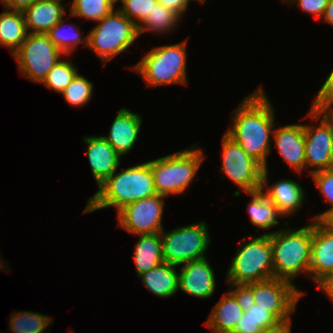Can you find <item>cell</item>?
<instances>
[{
	"label": "cell",
	"mask_w": 333,
	"mask_h": 333,
	"mask_svg": "<svg viewBox=\"0 0 333 333\" xmlns=\"http://www.w3.org/2000/svg\"><path fill=\"white\" fill-rule=\"evenodd\" d=\"M264 331L258 323L247 316L244 312L236 325L229 333H261Z\"/></svg>",
	"instance_id": "38"
},
{
	"label": "cell",
	"mask_w": 333,
	"mask_h": 333,
	"mask_svg": "<svg viewBox=\"0 0 333 333\" xmlns=\"http://www.w3.org/2000/svg\"><path fill=\"white\" fill-rule=\"evenodd\" d=\"M215 275L207 258L184 263L178 274V291L198 298H210L215 291Z\"/></svg>",
	"instance_id": "15"
},
{
	"label": "cell",
	"mask_w": 333,
	"mask_h": 333,
	"mask_svg": "<svg viewBox=\"0 0 333 333\" xmlns=\"http://www.w3.org/2000/svg\"><path fill=\"white\" fill-rule=\"evenodd\" d=\"M177 265L162 263L161 265L141 274V282L154 295L161 298L174 296L178 291Z\"/></svg>",
	"instance_id": "22"
},
{
	"label": "cell",
	"mask_w": 333,
	"mask_h": 333,
	"mask_svg": "<svg viewBox=\"0 0 333 333\" xmlns=\"http://www.w3.org/2000/svg\"><path fill=\"white\" fill-rule=\"evenodd\" d=\"M116 172L97 187L83 213L113 206L118 212L127 204L157 194L149 161Z\"/></svg>",
	"instance_id": "2"
},
{
	"label": "cell",
	"mask_w": 333,
	"mask_h": 333,
	"mask_svg": "<svg viewBox=\"0 0 333 333\" xmlns=\"http://www.w3.org/2000/svg\"><path fill=\"white\" fill-rule=\"evenodd\" d=\"M77 73L78 69L74 67L72 62L61 59L49 71L42 84L61 94L63 90L72 82Z\"/></svg>",
	"instance_id": "30"
},
{
	"label": "cell",
	"mask_w": 333,
	"mask_h": 333,
	"mask_svg": "<svg viewBox=\"0 0 333 333\" xmlns=\"http://www.w3.org/2000/svg\"><path fill=\"white\" fill-rule=\"evenodd\" d=\"M164 198L165 196L155 194L127 204L117 213L118 227L137 235L161 232Z\"/></svg>",
	"instance_id": "12"
},
{
	"label": "cell",
	"mask_w": 333,
	"mask_h": 333,
	"mask_svg": "<svg viewBox=\"0 0 333 333\" xmlns=\"http://www.w3.org/2000/svg\"><path fill=\"white\" fill-rule=\"evenodd\" d=\"M51 320L53 319L44 314L20 311L11 315L9 328L13 333H45Z\"/></svg>",
	"instance_id": "28"
},
{
	"label": "cell",
	"mask_w": 333,
	"mask_h": 333,
	"mask_svg": "<svg viewBox=\"0 0 333 333\" xmlns=\"http://www.w3.org/2000/svg\"><path fill=\"white\" fill-rule=\"evenodd\" d=\"M139 240L135 247L133 260L137 275L161 265L164 260L162 256L161 233L138 235Z\"/></svg>",
	"instance_id": "23"
},
{
	"label": "cell",
	"mask_w": 333,
	"mask_h": 333,
	"mask_svg": "<svg viewBox=\"0 0 333 333\" xmlns=\"http://www.w3.org/2000/svg\"><path fill=\"white\" fill-rule=\"evenodd\" d=\"M249 242L241 247L227 271L226 279L230 284H252L274 278L273 256L270 235L247 237Z\"/></svg>",
	"instance_id": "6"
},
{
	"label": "cell",
	"mask_w": 333,
	"mask_h": 333,
	"mask_svg": "<svg viewBox=\"0 0 333 333\" xmlns=\"http://www.w3.org/2000/svg\"><path fill=\"white\" fill-rule=\"evenodd\" d=\"M36 1L37 0H1L4 8L22 12Z\"/></svg>",
	"instance_id": "41"
},
{
	"label": "cell",
	"mask_w": 333,
	"mask_h": 333,
	"mask_svg": "<svg viewBox=\"0 0 333 333\" xmlns=\"http://www.w3.org/2000/svg\"><path fill=\"white\" fill-rule=\"evenodd\" d=\"M235 112L230 120L233 126L225 134L238 143L248 156L267 168L275 115L262 87L259 86L250 96L245 97Z\"/></svg>",
	"instance_id": "1"
},
{
	"label": "cell",
	"mask_w": 333,
	"mask_h": 333,
	"mask_svg": "<svg viewBox=\"0 0 333 333\" xmlns=\"http://www.w3.org/2000/svg\"><path fill=\"white\" fill-rule=\"evenodd\" d=\"M311 108L327 123L333 137V105Z\"/></svg>",
	"instance_id": "40"
},
{
	"label": "cell",
	"mask_w": 333,
	"mask_h": 333,
	"mask_svg": "<svg viewBox=\"0 0 333 333\" xmlns=\"http://www.w3.org/2000/svg\"><path fill=\"white\" fill-rule=\"evenodd\" d=\"M62 18L47 34L63 55H69L81 43L88 46V36L82 37L80 29L74 23L65 24ZM71 25L72 29L65 26ZM65 28V29H64ZM71 28V27H69ZM76 29V30H74Z\"/></svg>",
	"instance_id": "27"
},
{
	"label": "cell",
	"mask_w": 333,
	"mask_h": 333,
	"mask_svg": "<svg viewBox=\"0 0 333 333\" xmlns=\"http://www.w3.org/2000/svg\"><path fill=\"white\" fill-rule=\"evenodd\" d=\"M252 197L248 204V213L252 225L258 227L256 232L261 229H269L280 222L277 218H282L283 215L279 212L278 208L266 197L264 192L260 189L254 192H247Z\"/></svg>",
	"instance_id": "25"
},
{
	"label": "cell",
	"mask_w": 333,
	"mask_h": 333,
	"mask_svg": "<svg viewBox=\"0 0 333 333\" xmlns=\"http://www.w3.org/2000/svg\"><path fill=\"white\" fill-rule=\"evenodd\" d=\"M192 1V0H191ZM195 1V0H194ZM196 1H199V2H202L204 3L206 0H196Z\"/></svg>",
	"instance_id": "46"
},
{
	"label": "cell",
	"mask_w": 333,
	"mask_h": 333,
	"mask_svg": "<svg viewBox=\"0 0 333 333\" xmlns=\"http://www.w3.org/2000/svg\"><path fill=\"white\" fill-rule=\"evenodd\" d=\"M247 316L254 320L263 330L273 329L282 322L270 311L256 304L252 305L247 311Z\"/></svg>",
	"instance_id": "34"
},
{
	"label": "cell",
	"mask_w": 333,
	"mask_h": 333,
	"mask_svg": "<svg viewBox=\"0 0 333 333\" xmlns=\"http://www.w3.org/2000/svg\"><path fill=\"white\" fill-rule=\"evenodd\" d=\"M122 3V8H118L135 25H140L147 15L151 13L157 0H116ZM135 18V20H134ZM139 23H137V21Z\"/></svg>",
	"instance_id": "33"
},
{
	"label": "cell",
	"mask_w": 333,
	"mask_h": 333,
	"mask_svg": "<svg viewBox=\"0 0 333 333\" xmlns=\"http://www.w3.org/2000/svg\"><path fill=\"white\" fill-rule=\"evenodd\" d=\"M142 117L127 108H121L113 120L109 135L102 136L122 157L129 153L137 142Z\"/></svg>",
	"instance_id": "18"
},
{
	"label": "cell",
	"mask_w": 333,
	"mask_h": 333,
	"mask_svg": "<svg viewBox=\"0 0 333 333\" xmlns=\"http://www.w3.org/2000/svg\"><path fill=\"white\" fill-rule=\"evenodd\" d=\"M160 233L164 263L179 266L206 258L204 254L211 241L204 221Z\"/></svg>",
	"instance_id": "8"
},
{
	"label": "cell",
	"mask_w": 333,
	"mask_h": 333,
	"mask_svg": "<svg viewBox=\"0 0 333 333\" xmlns=\"http://www.w3.org/2000/svg\"><path fill=\"white\" fill-rule=\"evenodd\" d=\"M158 3L177 13L181 18L191 0H157Z\"/></svg>",
	"instance_id": "39"
},
{
	"label": "cell",
	"mask_w": 333,
	"mask_h": 333,
	"mask_svg": "<svg viewBox=\"0 0 333 333\" xmlns=\"http://www.w3.org/2000/svg\"><path fill=\"white\" fill-rule=\"evenodd\" d=\"M325 22L333 26V0H328L327 7L322 15Z\"/></svg>",
	"instance_id": "44"
},
{
	"label": "cell",
	"mask_w": 333,
	"mask_h": 333,
	"mask_svg": "<svg viewBox=\"0 0 333 333\" xmlns=\"http://www.w3.org/2000/svg\"><path fill=\"white\" fill-rule=\"evenodd\" d=\"M186 42L155 47L136 66L130 69L138 72L148 86L169 84L187 85Z\"/></svg>",
	"instance_id": "5"
},
{
	"label": "cell",
	"mask_w": 333,
	"mask_h": 333,
	"mask_svg": "<svg viewBox=\"0 0 333 333\" xmlns=\"http://www.w3.org/2000/svg\"><path fill=\"white\" fill-rule=\"evenodd\" d=\"M307 118L319 121L317 127L304 125L305 162L310 174L319 170L333 168V137L327 123L311 108Z\"/></svg>",
	"instance_id": "13"
},
{
	"label": "cell",
	"mask_w": 333,
	"mask_h": 333,
	"mask_svg": "<svg viewBox=\"0 0 333 333\" xmlns=\"http://www.w3.org/2000/svg\"><path fill=\"white\" fill-rule=\"evenodd\" d=\"M333 105V70L318 91L311 107Z\"/></svg>",
	"instance_id": "36"
},
{
	"label": "cell",
	"mask_w": 333,
	"mask_h": 333,
	"mask_svg": "<svg viewBox=\"0 0 333 333\" xmlns=\"http://www.w3.org/2000/svg\"><path fill=\"white\" fill-rule=\"evenodd\" d=\"M291 322L282 323L273 329L264 330L261 333H291Z\"/></svg>",
	"instance_id": "43"
},
{
	"label": "cell",
	"mask_w": 333,
	"mask_h": 333,
	"mask_svg": "<svg viewBox=\"0 0 333 333\" xmlns=\"http://www.w3.org/2000/svg\"><path fill=\"white\" fill-rule=\"evenodd\" d=\"M312 222L309 277L317 283L333 272V228L325 221Z\"/></svg>",
	"instance_id": "14"
},
{
	"label": "cell",
	"mask_w": 333,
	"mask_h": 333,
	"mask_svg": "<svg viewBox=\"0 0 333 333\" xmlns=\"http://www.w3.org/2000/svg\"><path fill=\"white\" fill-rule=\"evenodd\" d=\"M116 0H73L70 16L98 22L114 10Z\"/></svg>",
	"instance_id": "29"
},
{
	"label": "cell",
	"mask_w": 333,
	"mask_h": 333,
	"mask_svg": "<svg viewBox=\"0 0 333 333\" xmlns=\"http://www.w3.org/2000/svg\"><path fill=\"white\" fill-rule=\"evenodd\" d=\"M62 4L61 0H37L26 8L23 14L27 31L47 34L67 13Z\"/></svg>",
	"instance_id": "20"
},
{
	"label": "cell",
	"mask_w": 333,
	"mask_h": 333,
	"mask_svg": "<svg viewBox=\"0 0 333 333\" xmlns=\"http://www.w3.org/2000/svg\"><path fill=\"white\" fill-rule=\"evenodd\" d=\"M313 177L316 186L323 194V197L331 205V208L316 215L312 220L326 221L333 214V168L326 170H319L310 174Z\"/></svg>",
	"instance_id": "32"
},
{
	"label": "cell",
	"mask_w": 333,
	"mask_h": 333,
	"mask_svg": "<svg viewBox=\"0 0 333 333\" xmlns=\"http://www.w3.org/2000/svg\"><path fill=\"white\" fill-rule=\"evenodd\" d=\"M28 31L22 11L6 10L0 14V45L14 54L23 44Z\"/></svg>",
	"instance_id": "24"
},
{
	"label": "cell",
	"mask_w": 333,
	"mask_h": 333,
	"mask_svg": "<svg viewBox=\"0 0 333 333\" xmlns=\"http://www.w3.org/2000/svg\"><path fill=\"white\" fill-rule=\"evenodd\" d=\"M221 171L246 193L261 189L264 167L226 134L222 137Z\"/></svg>",
	"instance_id": "10"
},
{
	"label": "cell",
	"mask_w": 333,
	"mask_h": 333,
	"mask_svg": "<svg viewBox=\"0 0 333 333\" xmlns=\"http://www.w3.org/2000/svg\"><path fill=\"white\" fill-rule=\"evenodd\" d=\"M248 285L253 290L255 304L272 312L282 323L291 321V313L296 311L298 300L305 295L291 282L279 278Z\"/></svg>",
	"instance_id": "11"
},
{
	"label": "cell",
	"mask_w": 333,
	"mask_h": 333,
	"mask_svg": "<svg viewBox=\"0 0 333 333\" xmlns=\"http://www.w3.org/2000/svg\"><path fill=\"white\" fill-rule=\"evenodd\" d=\"M278 154L290 167L301 173L306 169L304 124L274 128L273 134Z\"/></svg>",
	"instance_id": "16"
},
{
	"label": "cell",
	"mask_w": 333,
	"mask_h": 333,
	"mask_svg": "<svg viewBox=\"0 0 333 333\" xmlns=\"http://www.w3.org/2000/svg\"><path fill=\"white\" fill-rule=\"evenodd\" d=\"M62 54L48 34L28 33L21 47L12 55L23 77L42 83Z\"/></svg>",
	"instance_id": "9"
},
{
	"label": "cell",
	"mask_w": 333,
	"mask_h": 333,
	"mask_svg": "<svg viewBox=\"0 0 333 333\" xmlns=\"http://www.w3.org/2000/svg\"><path fill=\"white\" fill-rule=\"evenodd\" d=\"M294 5L297 3L300 9L303 11L314 15L316 18L320 19L327 7L328 0H288L287 3Z\"/></svg>",
	"instance_id": "37"
},
{
	"label": "cell",
	"mask_w": 333,
	"mask_h": 333,
	"mask_svg": "<svg viewBox=\"0 0 333 333\" xmlns=\"http://www.w3.org/2000/svg\"><path fill=\"white\" fill-rule=\"evenodd\" d=\"M325 222L333 228V214Z\"/></svg>",
	"instance_id": "45"
},
{
	"label": "cell",
	"mask_w": 333,
	"mask_h": 333,
	"mask_svg": "<svg viewBox=\"0 0 333 333\" xmlns=\"http://www.w3.org/2000/svg\"><path fill=\"white\" fill-rule=\"evenodd\" d=\"M180 19L181 17L177 13L157 2L151 13L138 25L139 36L145 31H154V33L158 34L169 33L179 24Z\"/></svg>",
	"instance_id": "26"
},
{
	"label": "cell",
	"mask_w": 333,
	"mask_h": 333,
	"mask_svg": "<svg viewBox=\"0 0 333 333\" xmlns=\"http://www.w3.org/2000/svg\"><path fill=\"white\" fill-rule=\"evenodd\" d=\"M317 289H322L333 300V272L317 282Z\"/></svg>",
	"instance_id": "42"
},
{
	"label": "cell",
	"mask_w": 333,
	"mask_h": 333,
	"mask_svg": "<svg viewBox=\"0 0 333 333\" xmlns=\"http://www.w3.org/2000/svg\"><path fill=\"white\" fill-rule=\"evenodd\" d=\"M263 235H270L274 278L294 284L293 279L301 272L309 274L312 223L300 229H281Z\"/></svg>",
	"instance_id": "3"
},
{
	"label": "cell",
	"mask_w": 333,
	"mask_h": 333,
	"mask_svg": "<svg viewBox=\"0 0 333 333\" xmlns=\"http://www.w3.org/2000/svg\"><path fill=\"white\" fill-rule=\"evenodd\" d=\"M87 144V155L92 174L98 187L110 177L120 165V155L102 137H84Z\"/></svg>",
	"instance_id": "19"
},
{
	"label": "cell",
	"mask_w": 333,
	"mask_h": 333,
	"mask_svg": "<svg viewBox=\"0 0 333 333\" xmlns=\"http://www.w3.org/2000/svg\"><path fill=\"white\" fill-rule=\"evenodd\" d=\"M268 168H264L261 182V190L267 188L266 197L278 208L283 217L295 213L301 209L305 201V192L301 184L291 179H282L273 186L268 185Z\"/></svg>",
	"instance_id": "17"
},
{
	"label": "cell",
	"mask_w": 333,
	"mask_h": 333,
	"mask_svg": "<svg viewBox=\"0 0 333 333\" xmlns=\"http://www.w3.org/2000/svg\"><path fill=\"white\" fill-rule=\"evenodd\" d=\"M114 11L99 20V24L87 35L89 49L104 64L128 49L139 37L138 26L119 9Z\"/></svg>",
	"instance_id": "7"
},
{
	"label": "cell",
	"mask_w": 333,
	"mask_h": 333,
	"mask_svg": "<svg viewBox=\"0 0 333 333\" xmlns=\"http://www.w3.org/2000/svg\"><path fill=\"white\" fill-rule=\"evenodd\" d=\"M244 311L238 304L234 295L228 291L219 302L212 307L205 325L213 333H229L237 324Z\"/></svg>",
	"instance_id": "21"
},
{
	"label": "cell",
	"mask_w": 333,
	"mask_h": 333,
	"mask_svg": "<svg viewBox=\"0 0 333 333\" xmlns=\"http://www.w3.org/2000/svg\"><path fill=\"white\" fill-rule=\"evenodd\" d=\"M92 93V82L77 73L72 82L63 90L61 94L64 96L66 102L71 106L80 107L87 105L91 99Z\"/></svg>",
	"instance_id": "31"
},
{
	"label": "cell",
	"mask_w": 333,
	"mask_h": 333,
	"mask_svg": "<svg viewBox=\"0 0 333 333\" xmlns=\"http://www.w3.org/2000/svg\"><path fill=\"white\" fill-rule=\"evenodd\" d=\"M229 288L244 312L255 304L253 290L248 284H230Z\"/></svg>",
	"instance_id": "35"
},
{
	"label": "cell",
	"mask_w": 333,
	"mask_h": 333,
	"mask_svg": "<svg viewBox=\"0 0 333 333\" xmlns=\"http://www.w3.org/2000/svg\"><path fill=\"white\" fill-rule=\"evenodd\" d=\"M203 155L202 150L193 145L149 161L157 194L166 197L185 192L201 167Z\"/></svg>",
	"instance_id": "4"
}]
</instances>
